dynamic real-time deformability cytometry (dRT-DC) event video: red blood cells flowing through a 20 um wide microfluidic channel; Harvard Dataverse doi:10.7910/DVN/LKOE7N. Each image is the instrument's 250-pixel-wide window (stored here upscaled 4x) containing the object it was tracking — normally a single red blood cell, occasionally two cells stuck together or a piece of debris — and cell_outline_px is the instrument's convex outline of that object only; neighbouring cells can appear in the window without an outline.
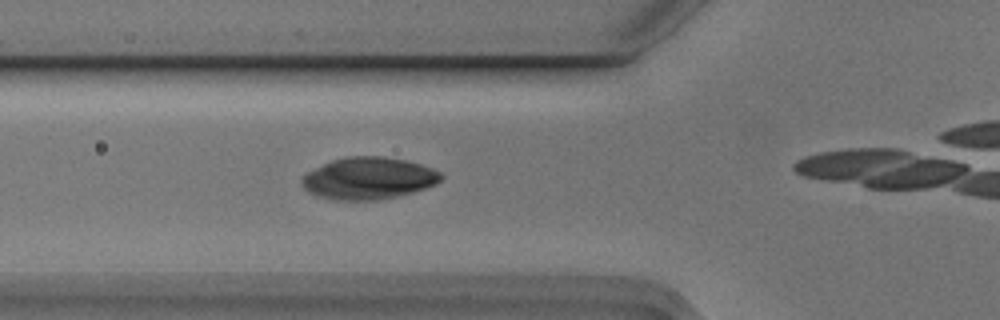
{"species": "Egyptian fruit bat (a non-hibernating species)", "species_latin": "Rousettus aegyptiacus", "temperature_condition": "cold", "stored_images_in_passage": 4, "camera_frame_rate_fps": 3000, "um_per_image_px": 0.085, "animal": {"sex": "male"}, "frame": {"image": 1, "passage_image": 3, "time_ms": 0.667, "image_size_px": [1000, 320], "cell_outline_px": [[444, 176], [436, 184], [428, 188], [400, 196], [380, 200], [332, 200], [316, 196], [308, 192], [300, 184], [300, 180], [308, 172], [332, 160], [348, 156], [384, 156], [404, 160], [420, 164], [432, 168], [440, 172]], "centroid_in_image_um": [31.33, 15.17], "position_along_channel_um": 94.5, "area_um2": 34.33}}